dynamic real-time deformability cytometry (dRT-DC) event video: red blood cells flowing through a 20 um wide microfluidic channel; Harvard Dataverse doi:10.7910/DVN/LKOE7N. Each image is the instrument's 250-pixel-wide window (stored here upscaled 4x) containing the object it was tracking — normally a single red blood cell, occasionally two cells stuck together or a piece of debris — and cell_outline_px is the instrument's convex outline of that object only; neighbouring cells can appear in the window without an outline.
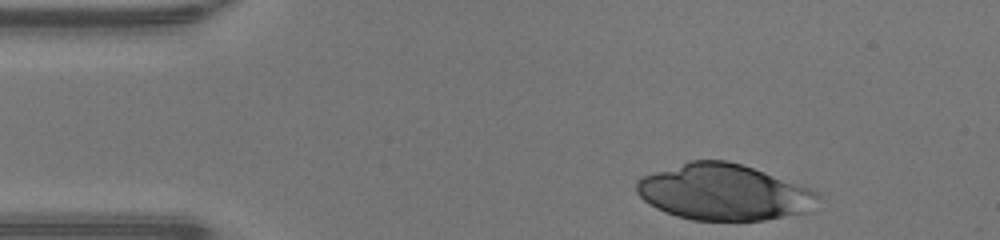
{"species": "human", "species_latin": "Homo sapiens", "temperature_condition": "warm", "stored_images_in_passage": 33, "camera_frame_rate_fps": 3000, "um_per_image_px": 0.085, "donor": {"sex": "male"}, "frame": {"image": 1, "passage_image": 1, "time_ms": 0.0, "image_size_px": [1000, 240], "cell_outline_px": [[820, 196], [808, 212], [764, 220], [692, 220], [676, 216], [664, 212], [648, 204], [636, 192], [636, 180], [644, 176], [688, 160], [728, 160], [764, 172], [820, 192]], "centroid_in_image_um": [61.49, 16.34], "position_along_channel_um": 23.5, "area_um2": 59.01}}